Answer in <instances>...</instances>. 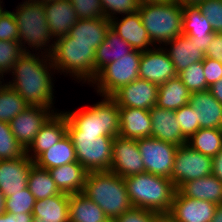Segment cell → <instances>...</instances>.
Returning a JSON list of instances; mask_svg holds the SVG:
<instances>
[{"instance_id":"cell-31","label":"cell","mask_w":222,"mask_h":222,"mask_svg":"<svg viewBox=\"0 0 222 222\" xmlns=\"http://www.w3.org/2000/svg\"><path fill=\"white\" fill-rule=\"evenodd\" d=\"M191 92L177 75L159 85L156 105L168 110H177L189 103Z\"/></svg>"},{"instance_id":"cell-59","label":"cell","mask_w":222,"mask_h":222,"mask_svg":"<svg viewBox=\"0 0 222 222\" xmlns=\"http://www.w3.org/2000/svg\"><path fill=\"white\" fill-rule=\"evenodd\" d=\"M4 78L0 75V86L4 83Z\"/></svg>"},{"instance_id":"cell-36","label":"cell","mask_w":222,"mask_h":222,"mask_svg":"<svg viewBox=\"0 0 222 222\" xmlns=\"http://www.w3.org/2000/svg\"><path fill=\"white\" fill-rule=\"evenodd\" d=\"M29 105L5 82L0 86V121L10 123Z\"/></svg>"},{"instance_id":"cell-13","label":"cell","mask_w":222,"mask_h":222,"mask_svg":"<svg viewBox=\"0 0 222 222\" xmlns=\"http://www.w3.org/2000/svg\"><path fill=\"white\" fill-rule=\"evenodd\" d=\"M109 171L123 178L145 172L137 140L119 135L114 138Z\"/></svg>"},{"instance_id":"cell-50","label":"cell","mask_w":222,"mask_h":222,"mask_svg":"<svg viewBox=\"0 0 222 222\" xmlns=\"http://www.w3.org/2000/svg\"><path fill=\"white\" fill-rule=\"evenodd\" d=\"M212 174L222 182V149L212 158Z\"/></svg>"},{"instance_id":"cell-41","label":"cell","mask_w":222,"mask_h":222,"mask_svg":"<svg viewBox=\"0 0 222 222\" xmlns=\"http://www.w3.org/2000/svg\"><path fill=\"white\" fill-rule=\"evenodd\" d=\"M105 18H112L136 13L139 11L140 3L138 0H100Z\"/></svg>"},{"instance_id":"cell-33","label":"cell","mask_w":222,"mask_h":222,"mask_svg":"<svg viewBox=\"0 0 222 222\" xmlns=\"http://www.w3.org/2000/svg\"><path fill=\"white\" fill-rule=\"evenodd\" d=\"M104 211L82 193L70 194L69 222H107Z\"/></svg>"},{"instance_id":"cell-24","label":"cell","mask_w":222,"mask_h":222,"mask_svg":"<svg viewBox=\"0 0 222 222\" xmlns=\"http://www.w3.org/2000/svg\"><path fill=\"white\" fill-rule=\"evenodd\" d=\"M119 136L130 139L152 137V121L149 110L124 107L119 108Z\"/></svg>"},{"instance_id":"cell-22","label":"cell","mask_w":222,"mask_h":222,"mask_svg":"<svg viewBox=\"0 0 222 222\" xmlns=\"http://www.w3.org/2000/svg\"><path fill=\"white\" fill-rule=\"evenodd\" d=\"M182 33L196 42L204 53L214 36L212 25L197 6L183 8Z\"/></svg>"},{"instance_id":"cell-20","label":"cell","mask_w":222,"mask_h":222,"mask_svg":"<svg viewBox=\"0 0 222 222\" xmlns=\"http://www.w3.org/2000/svg\"><path fill=\"white\" fill-rule=\"evenodd\" d=\"M152 121V137L177 146L187 144L180 124L176 120L175 111L160 108L157 105L149 110Z\"/></svg>"},{"instance_id":"cell-44","label":"cell","mask_w":222,"mask_h":222,"mask_svg":"<svg viewBox=\"0 0 222 222\" xmlns=\"http://www.w3.org/2000/svg\"><path fill=\"white\" fill-rule=\"evenodd\" d=\"M78 19L103 18L104 12L100 0H70Z\"/></svg>"},{"instance_id":"cell-39","label":"cell","mask_w":222,"mask_h":222,"mask_svg":"<svg viewBox=\"0 0 222 222\" xmlns=\"http://www.w3.org/2000/svg\"><path fill=\"white\" fill-rule=\"evenodd\" d=\"M23 53L19 42L0 40V75L3 78H8L7 75Z\"/></svg>"},{"instance_id":"cell-6","label":"cell","mask_w":222,"mask_h":222,"mask_svg":"<svg viewBox=\"0 0 222 222\" xmlns=\"http://www.w3.org/2000/svg\"><path fill=\"white\" fill-rule=\"evenodd\" d=\"M82 108L64 110L67 119L82 134L116 137L120 132L119 106L111 96ZM84 107V108H83Z\"/></svg>"},{"instance_id":"cell-42","label":"cell","mask_w":222,"mask_h":222,"mask_svg":"<svg viewBox=\"0 0 222 222\" xmlns=\"http://www.w3.org/2000/svg\"><path fill=\"white\" fill-rule=\"evenodd\" d=\"M175 116L177 122L180 124L182 134L187 139L200 129L195 109H193L189 104L175 110Z\"/></svg>"},{"instance_id":"cell-38","label":"cell","mask_w":222,"mask_h":222,"mask_svg":"<svg viewBox=\"0 0 222 222\" xmlns=\"http://www.w3.org/2000/svg\"><path fill=\"white\" fill-rule=\"evenodd\" d=\"M178 76L191 93L209 90L204 74L203 61L192 63Z\"/></svg>"},{"instance_id":"cell-9","label":"cell","mask_w":222,"mask_h":222,"mask_svg":"<svg viewBox=\"0 0 222 222\" xmlns=\"http://www.w3.org/2000/svg\"><path fill=\"white\" fill-rule=\"evenodd\" d=\"M142 51L132 50L129 54L103 67L91 82L97 96H112L121 87L139 79Z\"/></svg>"},{"instance_id":"cell-4","label":"cell","mask_w":222,"mask_h":222,"mask_svg":"<svg viewBox=\"0 0 222 222\" xmlns=\"http://www.w3.org/2000/svg\"><path fill=\"white\" fill-rule=\"evenodd\" d=\"M82 194L94 201L111 221L132 207L124 178L111 171L88 172Z\"/></svg>"},{"instance_id":"cell-30","label":"cell","mask_w":222,"mask_h":222,"mask_svg":"<svg viewBox=\"0 0 222 222\" xmlns=\"http://www.w3.org/2000/svg\"><path fill=\"white\" fill-rule=\"evenodd\" d=\"M132 50L133 48L110 27L106 38L95 52V77L103 67L129 54Z\"/></svg>"},{"instance_id":"cell-32","label":"cell","mask_w":222,"mask_h":222,"mask_svg":"<svg viewBox=\"0 0 222 222\" xmlns=\"http://www.w3.org/2000/svg\"><path fill=\"white\" fill-rule=\"evenodd\" d=\"M76 161V152L72 139L66 133L58 143L43 152L34 161V164L43 169H51Z\"/></svg>"},{"instance_id":"cell-54","label":"cell","mask_w":222,"mask_h":222,"mask_svg":"<svg viewBox=\"0 0 222 222\" xmlns=\"http://www.w3.org/2000/svg\"><path fill=\"white\" fill-rule=\"evenodd\" d=\"M211 222H222V203L217 205L216 212Z\"/></svg>"},{"instance_id":"cell-21","label":"cell","mask_w":222,"mask_h":222,"mask_svg":"<svg viewBox=\"0 0 222 222\" xmlns=\"http://www.w3.org/2000/svg\"><path fill=\"white\" fill-rule=\"evenodd\" d=\"M47 25L54 39L68 35L79 20L70 0H57L43 4Z\"/></svg>"},{"instance_id":"cell-5","label":"cell","mask_w":222,"mask_h":222,"mask_svg":"<svg viewBox=\"0 0 222 222\" xmlns=\"http://www.w3.org/2000/svg\"><path fill=\"white\" fill-rule=\"evenodd\" d=\"M124 181L132 207L157 213L170 211L177 191L171 179L144 172L126 177Z\"/></svg>"},{"instance_id":"cell-3","label":"cell","mask_w":222,"mask_h":222,"mask_svg":"<svg viewBox=\"0 0 222 222\" xmlns=\"http://www.w3.org/2000/svg\"><path fill=\"white\" fill-rule=\"evenodd\" d=\"M95 52L91 44L74 43L71 37L65 35L55 39L50 57L57 75H69L75 84L89 86L95 78Z\"/></svg>"},{"instance_id":"cell-48","label":"cell","mask_w":222,"mask_h":222,"mask_svg":"<svg viewBox=\"0 0 222 222\" xmlns=\"http://www.w3.org/2000/svg\"><path fill=\"white\" fill-rule=\"evenodd\" d=\"M205 57L222 63V33H214V36L207 47Z\"/></svg>"},{"instance_id":"cell-53","label":"cell","mask_w":222,"mask_h":222,"mask_svg":"<svg viewBox=\"0 0 222 222\" xmlns=\"http://www.w3.org/2000/svg\"><path fill=\"white\" fill-rule=\"evenodd\" d=\"M202 0H175L181 7L197 6Z\"/></svg>"},{"instance_id":"cell-29","label":"cell","mask_w":222,"mask_h":222,"mask_svg":"<svg viewBox=\"0 0 222 222\" xmlns=\"http://www.w3.org/2000/svg\"><path fill=\"white\" fill-rule=\"evenodd\" d=\"M177 190L185 197L210 201L216 205L222 203V182L213 174L188 181Z\"/></svg>"},{"instance_id":"cell-14","label":"cell","mask_w":222,"mask_h":222,"mask_svg":"<svg viewBox=\"0 0 222 222\" xmlns=\"http://www.w3.org/2000/svg\"><path fill=\"white\" fill-rule=\"evenodd\" d=\"M177 75L174 64L163 47L155 46L142 52L139 79L160 85Z\"/></svg>"},{"instance_id":"cell-12","label":"cell","mask_w":222,"mask_h":222,"mask_svg":"<svg viewBox=\"0 0 222 222\" xmlns=\"http://www.w3.org/2000/svg\"><path fill=\"white\" fill-rule=\"evenodd\" d=\"M54 113L51 108L28 106L9 123L13 135L25 151L33 143L40 128Z\"/></svg>"},{"instance_id":"cell-49","label":"cell","mask_w":222,"mask_h":222,"mask_svg":"<svg viewBox=\"0 0 222 222\" xmlns=\"http://www.w3.org/2000/svg\"><path fill=\"white\" fill-rule=\"evenodd\" d=\"M33 215L27 213L12 214L4 212L0 215V222H33Z\"/></svg>"},{"instance_id":"cell-16","label":"cell","mask_w":222,"mask_h":222,"mask_svg":"<svg viewBox=\"0 0 222 222\" xmlns=\"http://www.w3.org/2000/svg\"><path fill=\"white\" fill-rule=\"evenodd\" d=\"M216 208L215 203L185 197L177 190L169 213L177 222H211Z\"/></svg>"},{"instance_id":"cell-2","label":"cell","mask_w":222,"mask_h":222,"mask_svg":"<svg viewBox=\"0 0 222 222\" xmlns=\"http://www.w3.org/2000/svg\"><path fill=\"white\" fill-rule=\"evenodd\" d=\"M15 8L12 13L18 26L19 43L23 51L41 52L50 56L55 39L47 25L43 3L38 0H22Z\"/></svg>"},{"instance_id":"cell-37","label":"cell","mask_w":222,"mask_h":222,"mask_svg":"<svg viewBox=\"0 0 222 222\" xmlns=\"http://www.w3.org/2000/svg\"><path fill=\"white\" fill-rule=\"evenodd\" d=\"M26 151L13 135L10 124L0 121V160L22 157Z\"/></svg>"},{"instance_id":"cell-11","label":"cell","mask_w":222,"mask_h":222,"mask_svg":"<svg viewBox=\"0 0 222 222\" xmlns=\"http://www.w3.org/2000/svg\"><path fill=\"white\" fill-rule=\"evenodd\" d=\"M212 174V158L189 145L178 146L175 155L171 181L176 189L182 184Z\"/></svg>"},{"instance_id":"cell-15","label":"cell","mask_w":222,"mask_h":222,"mask_svg":"<svg viewBox=\"0 0 222 222\" xmlns=\"http://www.w3.org/2000/svg\"><path fill=\"white\" fill-rule=\"evenodd\" d=\"M159 85L136 79L117 90L111 97L119 108L130 107L150 110L157 103Z\"/></svg>"},{"instance_id":"cell-7","label":"cell","mask_w":222,"mask_h":222,"mask_svg":"<svg viewBox=\"0 0 222 222\" xmlns=\"http://www.w3.org/2000/svg\"><path fill=\"white\" fill-rule=\"evenodd\" d=\"M142 24L154 46H163L183 35V7L177 2L140 5Z\"/></svg>"},{"instance_id":"cell-43","label":"cell","mask_w":222,"mask_h":222,"mask_svg":"<svg viewBox=\"0 0 222 222\" xmlns=\"http://www.w3.org/2000/svg\"><path fill=\"white\" fill-rule=\"evenodd\" d=\"M197 7L212 25L214 33H222V0H202Z\"/></svg>"},{"instance_id":"cell-47","label":"cell","mask_w":222,"mask_h":222,"mask_svg":"<svg viewBox=\"0 0 222 222\" xmlns=\"http://www.w3.org/2000/svg\"><path fill=\"white\" fill-rule=\"evenodd\" d=\"M203 69L206 83L209 87L222 78V63L217 60L205 57L203 60Z\"/></svg>"},{"instance_id":"cell-10","label":"cell","mask_w":222,"mask_h":222,"mask_svg":"<svg viewBox=\"0 0 222 222\" xmlns=\"http://www.w3.org/2000/svg\"><path fill=\"white\" fill-rule=\"evenodd\" d=\"M145 172L169 178L178 146L153 137L137 139Z\"/></svg>"},{"instance_id":"cell-1","label":"cell","mask_w":222,"mask_h":222,"mask_svg":"<svg viewBox=\"0 0 222 222\" xmlns=\"http://www.w3.org/2000/svg\"><path fill=\"white\" fill-rule=\"evenodd\" d=\"M56 74L57 71L49 55L24 52L8 74L10 80L5 78L4 82L29 106L47 107L59 112L61 110L54 106L56 102V96H54L56 76L54 75Z\"/></svg>"},{"instance_id":"cell-58","label":"cell","mask_w":222,"mask_h":222,"mask_svg":"<svg viewBox=\"0 0 222 222\" xmlns=\"http://www.w3.org/2000/svg\"><path fill=\"white\" fill-rule=\"evenodd\" d=\"M41 1L43 4L48 3V2H53V1H57V0H38Z\"/></svg>"},{"instance_id":"cell-35","label":"cell","mask_w":222,"mask_h":222,"mask_svg":"<svg viewBox=\"0 0 222 222\" xmlns=\"http://www.w3.org/2000/svg\"><path fill=\"white\" fill-rule=\"evenodd\" d=\"M187 145L213 158L222 149V129L200 128L187 140Z\"/></svg>"},{"instance_id":"cell-45","label":"cell","mask_w":222,"mask_h":222,"mask_svg":"<svg viewBox=\"0 0 222 222\" xmlns=\"http://www.w3.org/2000/svg\"><path fill=\"white\" fill-rule=\"evenodd\" d=\"M0 40L19 42L18 26L10 10L0 16Z\"/></svg>"},{"instance_id":"cell-57","label":"cell","mask_w":222,"mask_h":222,"mask_svg":"<svg viewBox=\"0 0 222 222\" xmlns=\"http://www.w3.org/2000/svg\"><path fill=\"white\" fill-rule=\"evenodd\" d=\"M3 0H0V16L6 11Z\"/></svg>"},{"instance_id":"cell-25","label":"cell","mask_w":222,"mask_h":222,"mask_svg":"<svg viewBox=\"0 0 222 222\" xmlns=\"http://www.w3.org/2000/svg\"><path fill=\"white\" fill-rule=\"evenodd\" d=\"M174 64L177 74L185 70L192 63L203 61L205 53L196 42H192L186 35L170 40L162 46Z\"/></svg>"},{"instance_id":"cell-46","label":"cell","mask_w":222,"mask_h":222,"mask_svg":"<svg viewBox=\"0 0 222 222\" xmlns=\"http://www.w3.org/2000/svg\"><path fill=\"white\" fill-rule=\"evenodd\" d=\"M156 213L157 212L139 207H131L121 214L114 222H152L153 216Z\"/></svg>"},{"instance_id":"cell-26","label":"cell","mask_w":222,"mask_h":222,"mask_svg":"<svg viewBox=\"0 0 222 222\" xmlns=\"http://www.w3.org/2000/svg\"><path fill=\"white\" fill-rule=\"evenodd\" d=\"M111 27L107 18L79 19L70 29L68 36L74 43L91 44L93 49H97L106 38Z\"/></svg>"},{"instance_id":"cell-8","label":"cell","mask_w":222,"mask_h":222,"mask_svg":"<svg viewBox=\"0 0 222 222\" xmlns=\"http://www.w3.org/2000/svg\"><path fill=\"white\" fill-rule=\"evenodd\" d=\"M67 134L71 137L77 161L88 171H109L114 137L82 134L69 120Z\"/></svg>"},{"instance_id":"cell-28","label":"cell","mask_w":222,"mask_h":222,"mask_svg":"<svg viewBox=\"0 0 222 222\" xmlns=\"http://www.w3.org/2000/svg\"><path fill=\"white\" fill-rule=\"evenodd\" d=\"M48 172L58 189L67 194L82 193L88 174L78 161L48 169Z\"/></svg>"},{"instance_id":"cell-19","label":"cell","mask_w":222,"mask_h":222,"mask_svg":"<svg viewBox=\"0 0 222 222\" xmlns=\"http://www.w3.org/2000/svg\"><path fill=\"white\" fill-rule=\"evenodd\" d=\"M111 28L134 50L146 51L153 47L139 12L121 15L110 20Z\"/></svg>"},{"instance_id":"cell-56","label":"cell","mask_w":222,"mask_h":222,"mask_svg":"<svg viewBox=\"0 0 222 222\" xmlns=\"http://www.w3.org/2000/svg\"><path fill=\"white\" fill-rule=\"evenodd\" d=\"M5 212V196L0 191V215Z\"/></svg>"},{"instance_id":"cell-52","label":"cell","mask_w":222,"mask_h":222,"mask_svg":"<svg viewBox=\"0 0 222 222\" xmlns=\"http://www.w3.org/2000/svg\"><path fill=\"white\" fill-rule=\"evenodd\" d=\"M152 222H177L169 212H159L153 216Z\"/></svg>"},{"instance_id":"cell-51","label":"cell","mask_w":222,"mask_h":222,"mask_svg":"<svg viewBox=\"0 0 222 222\" xmlns=\"http://www.w3.org/2000/svg\"><path fill=\"white\" fill-rule=\"evenodd\" d=\"M209 91L211 92V94L214 96V98L222 104V78L213 83L210 87H209Z\"/></svg>"},{"instance_id":"cell-55","label":"cell","mask_w":222,"mask_h":222,"mask_svg":"<svg viewBox=\"0 0 222 222\" xmlns=\"http://www.w3.org/2000/svg\"><path fill=\"white\" fill-rule=\"evenodd\" d=\"M140 5L146 4H156V3H164V2H175V0H138Z\"/></svg>"},{"instance_id":"cell-34","label":"cell","mask_w":222,"mask_h":222,"mask_svg":"<svg viewBox=\"0 0 222 222\" xmlns=\"http://www.w3.org/2000/svg\"><path fill=\"white\" fill-rule=\"evenodd\" d=\"M28 189L36 200H42L62 193L48 169L38 167L33 163L28 176Z\"/></svg>"},{"instance_id":"cell-23","label":"cell","mask_w":222,"mask_h":222,"mask_svg":"<svg viewBox=\"0 0 222 222\" xmlns=\"http://www.w3.org/2000/svg\"><path fill=\"white\" fill-rule=\"evenodd\" d=\"M188 104L195 109L200 128L222 129V104L209 90L192 92Z\"/></svg>"},{"instance_id":"cell-18","label":"cell","mask_w":222,"mask_h":222,"mask_svg":"<svg viewBox=\"0 0 222 222\" xmlns=\"http://www.w3.org/2000/svg\"><path fill=\"white\" fill-rule=\"evenodd\" d=\"M67 117L63 110L55 112L40 128L26 155L33 162L50 147L58 143L67 133Z\"/></svg>"},{"instance_id":"cell-40","label":"cell","mask_w":222,"mask_h":222,"mask_svg":"<svg viewBox=\"0 0 222 222\" xmlns=\"http://www.w3.org/2000/svg\"><path fill=\"white\" fill-rule=\"evenodd\" d=\"M35 202V197L27 187L5 198V212L12 214H32Z\"/></svg>"},{"instance_id":"cell-17","label":"cell","mask_w":222,"mask_h":222,"mask_svg":"<svg viewBox=\"0 0 222 222\" xmlns=\"http://www.w3.org/2000/svg\"><path fill=\"white\" fill-rule=\"evenodd\" d=\"M33 163L26 153L17 159L0 160V191L5 198L28 187Z\"/></svg>"},{"instance_id":"cell-27","label":"cell","mask_w":222,"mask_h":222,"mask_svg":"<svg viewBox=\"0 0 222 222\" xmlns=\"http://www.w3.org/2000/svg\"><path fill=\"white\" fill-rule=\"evenodd\" d=\"M70 194L60 193L42 200H36L33 208V222H69Z\"/></svg>"}]
</instances>
